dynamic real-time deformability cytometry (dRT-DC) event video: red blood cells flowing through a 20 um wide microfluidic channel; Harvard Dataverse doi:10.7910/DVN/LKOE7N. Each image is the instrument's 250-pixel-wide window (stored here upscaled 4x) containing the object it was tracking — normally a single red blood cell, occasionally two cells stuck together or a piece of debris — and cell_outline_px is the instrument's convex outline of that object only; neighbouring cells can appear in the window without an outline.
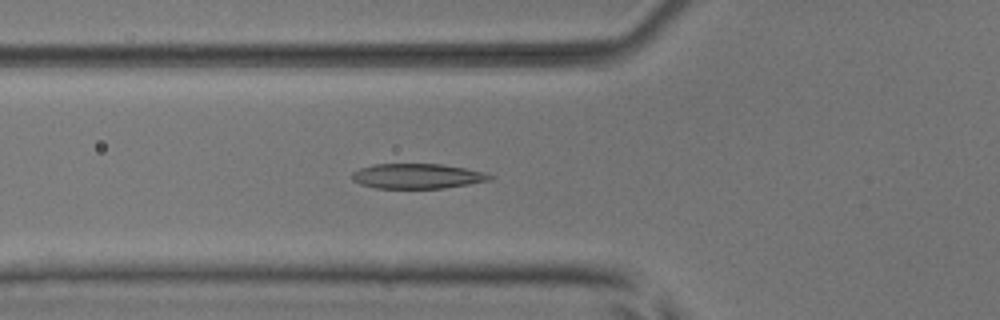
{"species": "common noctule bat (a hibernating species)", "species_latin": "Nyctalus noctula", "temperature_condition": "room temperature", "stored_images_in_passage": 42, "camera_frame_rate_fps": 3000, "um_per_image_px": 0.085, "animal": {"sex": "male", "body_mass_g": 17.9, "forearm_length_mm": 54.2}, "frame": {"image": 1, "passage_image": 9, "time_ms": 2.667, "image_size_px": [1000, 320], "cell_outline_px": [[496, 176], [492, 180], [444, 188], [376, 188], [360, 184], [352, 180], [352, 172], [360, 168], [376, 164], [440, 164], [464, 168], [484, 172]], "centroid_in_image_um": [35.49, 14.97], "position_along_channel_um": 90.3, "area_um2": 20.06}}
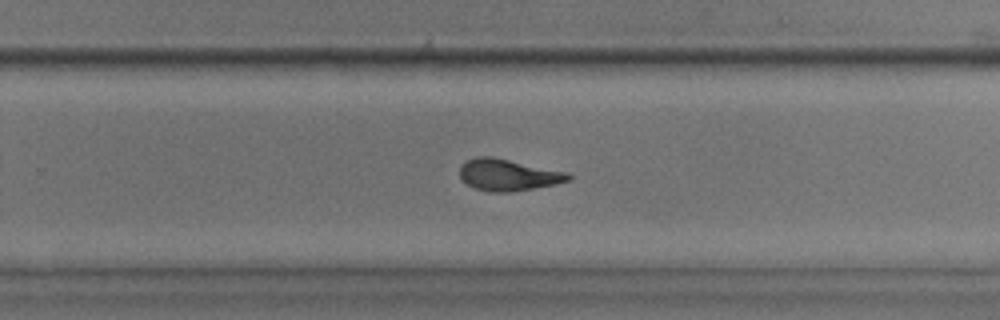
{"frame": {"image": 2, "passage_image": 24, "time_ms": 7.667, "image_size_px": [1000, 320], "cell_outline_px": [[572, 180], [556, 184], [508, 192], [492, 192], [476, 188], [460, 180], [460, 164], [476, 156], [492, 156], [568, 172], [572, 176]], "centroid_in_image_um": [43.19, 14.85], "position_along_channel_um": 286.6, "area_um2": 20.06}}
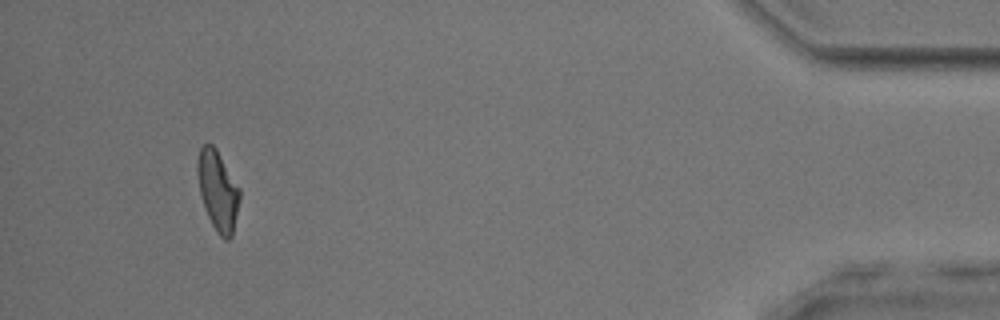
{"frame": {"image": 3, "passage_image": 39, "time_ms": 12.667, "image_size_px": [1000, 320], "cell_outline_px": [[240, 200], [232, 236], [228, 240], [224, 240], [216, 232], [208, 216], [200, 192], [196, 172], [196, 164], [200, 148], [204, 144], [212, 144], [216, 148], [240, 188]], "centroid_in_image_um": [18.52, 16.2], "position_along_channel_um": 416.7, "area_um2": 19.65}, "authors_computed_cell_mechanics": {"area_um2": 20.0566, "velocity_mm_per_s": 3.9355, "shape_relaxation_time_tau1_ms": 5.0707, "shape_relaxation_time_tau2_ms": 1.6332, "deformation_change_tau1": 0.1985, "deformation_change_tau2": 0.1039}}